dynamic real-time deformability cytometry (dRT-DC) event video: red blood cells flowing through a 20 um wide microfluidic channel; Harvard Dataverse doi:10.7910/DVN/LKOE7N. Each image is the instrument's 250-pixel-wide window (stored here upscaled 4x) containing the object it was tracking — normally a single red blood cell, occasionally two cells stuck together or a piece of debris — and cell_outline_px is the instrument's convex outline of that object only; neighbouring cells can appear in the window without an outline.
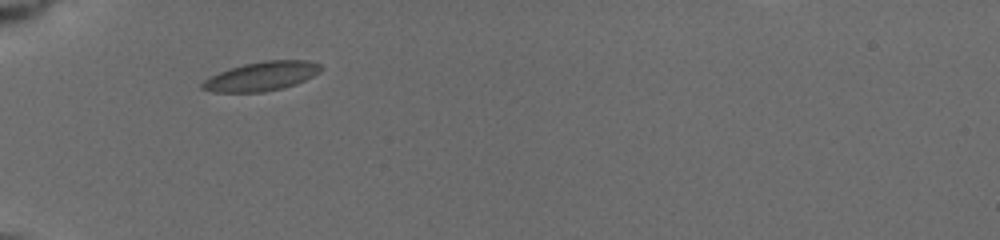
{"species": "common noctule bat (a hibernating species)", "species_latin": "Nyctalus noctula", "temperature_condition": "cold", "stored_images_in_passage": 2, "camera_frame_rate_fps": 3000, "um_per_image_px": 0.085, "animal": {"sex": "female", "body_mass_g": 19.5, "forearm_length_mm": 54.1}, "frame": {"image": 1, "passage_image": 1, "time_ms": 0.0, "image_size_px": [1000, 240], "cell_outline_px": [[320, 72], [296, 84], [284, 88], [264, 92], [212, 92], [200, 88], [200, 84], [208, 76], [244, 64], [264, 60], [308, 60], [320, 64]], "centroid_in_image_um": [22.2, 6.49], "position_along_channel_um": 62.8, "area_um2": 20.11}}